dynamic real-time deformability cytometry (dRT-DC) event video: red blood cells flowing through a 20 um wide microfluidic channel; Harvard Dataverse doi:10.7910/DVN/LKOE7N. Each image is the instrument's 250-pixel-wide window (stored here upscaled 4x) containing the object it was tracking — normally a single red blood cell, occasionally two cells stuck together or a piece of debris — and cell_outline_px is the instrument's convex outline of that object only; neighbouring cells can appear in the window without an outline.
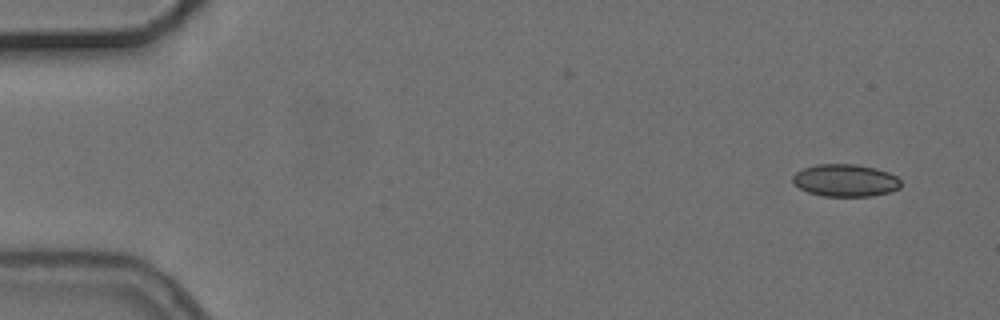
{"species": "common noctule bat (a hibernating species)", "species_latin": "Nyctalus noctula", "temperature_condition": "cold", "stored_images_in_passage": 5, "camera_frame_rate_fps": 3000, "um_per_image_px": 0.085, "animal": {"sex": "female", "body_mass_g": 24.6, "forearm_length_mm": 56.2}, "frame": {"image": 1, "passage_image": 1, "time_ms": 0.0, "image_size_px": [1000, 320], "cell_outline_px": [[900, 188], [888, 192], [872, 196], [824, 196], [808, 192], [800, 188], [792, 180], [792, 176], [796, 172], [804, 168], [816, 164], [856, 164], [876, 168], [888, 172], [896, 176], [900, 180]], "centroid_in_image_um": [71.86, 15.33], "position_along_channel_um": 13.1, "area_um2": 20.35}}